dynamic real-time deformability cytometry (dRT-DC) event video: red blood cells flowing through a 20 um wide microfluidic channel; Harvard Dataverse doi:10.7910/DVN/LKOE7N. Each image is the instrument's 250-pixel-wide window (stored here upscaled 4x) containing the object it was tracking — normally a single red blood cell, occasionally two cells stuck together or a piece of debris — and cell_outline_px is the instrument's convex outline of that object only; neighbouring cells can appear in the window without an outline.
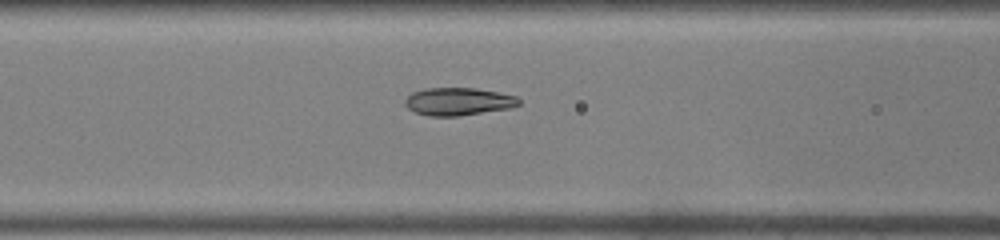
{"species": "common noctule bat (a hibernating species)", "species_latin": "Nyctalus noctula", "temperature_condition": "warm", "stored_images_in_passage": 30, "segment_of_instrument_passage": [1, 2], "camera_frame_rate_fps": 3000, "um_per_image_px": 0.085, "animal": {"sex": "male", "body_mass_g": 19.0, "forearm_length_mm": 50.8}, "frame": {"image": 1, "passage_image": 7, "time_ms": 2.0, "image_size_px": [1000, 240], "cell_outline_px": [[520, 104], [512, 108], [456, 116], [428, 116], [412, 112], [404, 104], [404, 100], [412, 92], [424, 88], [476, 88], [516, 96], [520, 100]], "centroid_in_image_um": [38.92, 8.63], "position_along_channel_um": 127.7, "area_um2": 18.5}}
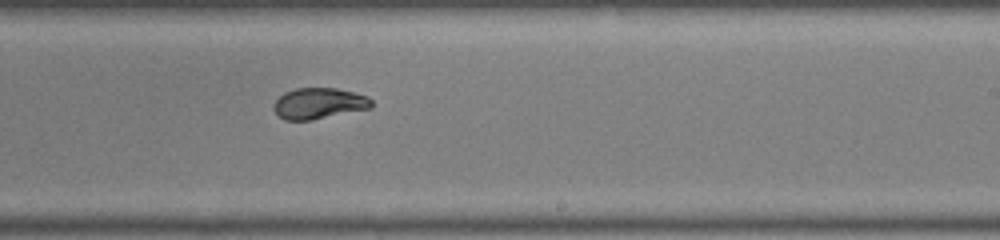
{"frame": {"image": 2, "passage_image": 16, "time_ms": 5.0, "image_size_px": [1000, 240], "cell_outline_px": [[372, 108], [312, 120], [284, 120], [272, 108], [272, 104], [284, 92], [296, 88], [336, 88], [368, 96], [372, 100]], "centroid_in_image_um": [27.1, 8.79], "position_along_channel_um": 261.9, "area_um2": 17.74}}
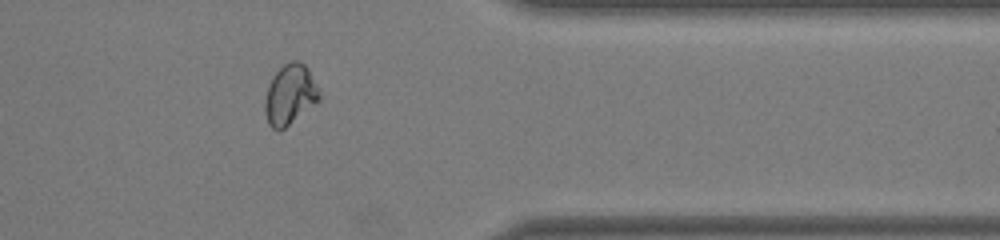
{"frame": {"image": 3, "passage_image": 25, "time_ms": 8.0, "image_size_px": [1000, 240], "cell_outline_px": [[320, 100], [280, 132], [272, 128], [268, 124], [264, 112], [264, 100], [268, 84], [272, 76], [284, 64], [292, 60], [300, 60], [308, 68], [320, 88]], "centroid_in_image_um": [24.65, 8.04], "position_along_channel_um": 386.8, "area_um2": 19.54}}